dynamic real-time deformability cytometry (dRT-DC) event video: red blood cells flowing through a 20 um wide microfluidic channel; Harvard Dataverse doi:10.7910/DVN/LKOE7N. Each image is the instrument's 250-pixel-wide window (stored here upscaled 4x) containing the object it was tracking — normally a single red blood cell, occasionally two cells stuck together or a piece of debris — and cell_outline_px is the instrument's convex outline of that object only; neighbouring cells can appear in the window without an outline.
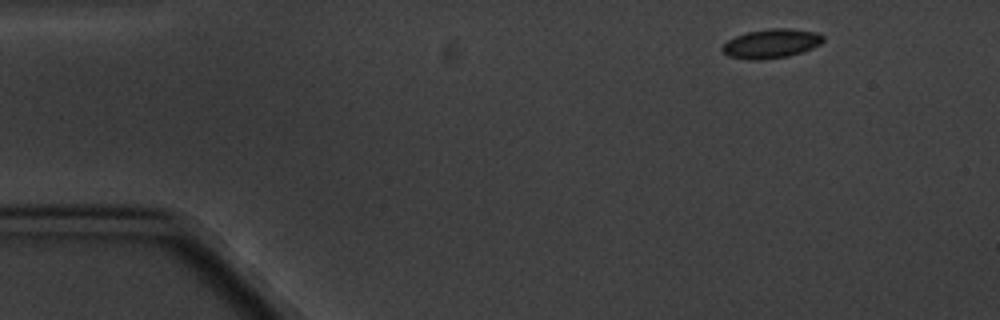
{"species": "common noctule bat (a hibernating species)", "species_latin": "Nyctalus noctula", "temperature_condition": "cold", "stored_images_in_passage": 5, "segment_of_instrument_passage": [1, 2], "camera_frame_rate_fps": 3000, "um_per_image_px": 0.085, "animal": {"sex": "male", "body_mass_g": 20.1, "forearm_length_mm": 53.5}, "frame": {"image": 1, "passage_image": 1, "time_ms": 0.0, "image_size_px": [1000, 320], "cell_outline_px": [[824, 40], [820, 44], [812, 48], [788, 56], [764, 60], [748, 60], [728, 56], [720, 48], [728, 40], [736, 36], [748, 32], [772, 28], [788, 28], [816, 32], [824, 36]], "centroid_in_image_um": [65.55, 3.71], "position_along_channel_um": 19.5, "area_um2": 17.11}}
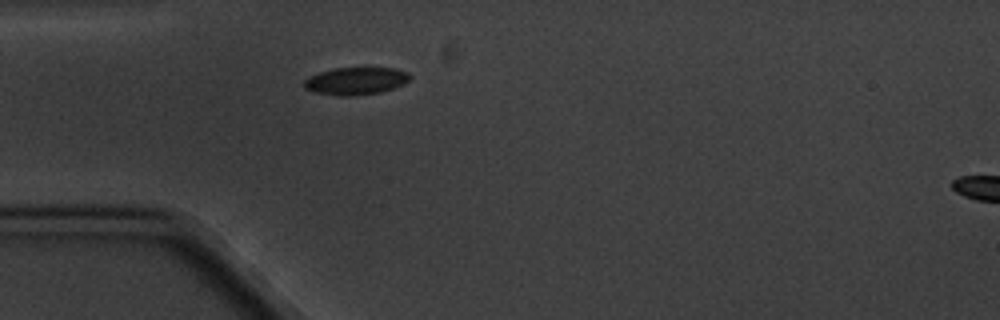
{"frame": {"image": 2, "passage_image": 4, "time_ms": 3.333, "image_size_px": [1000, 320], "cell_outline_px": [[412, 76], [404, 84], [380, 92], [352, 96], [340, 96], [316, 92], [304, 88], [304, 80], [320, 72], [336, 68], [364, 64], [396, 68], [408, 72]], "centroid_in_image_um": [30.31, 6.82], "position_along_channel_um": 54.7, "area_um2": 17.63}}